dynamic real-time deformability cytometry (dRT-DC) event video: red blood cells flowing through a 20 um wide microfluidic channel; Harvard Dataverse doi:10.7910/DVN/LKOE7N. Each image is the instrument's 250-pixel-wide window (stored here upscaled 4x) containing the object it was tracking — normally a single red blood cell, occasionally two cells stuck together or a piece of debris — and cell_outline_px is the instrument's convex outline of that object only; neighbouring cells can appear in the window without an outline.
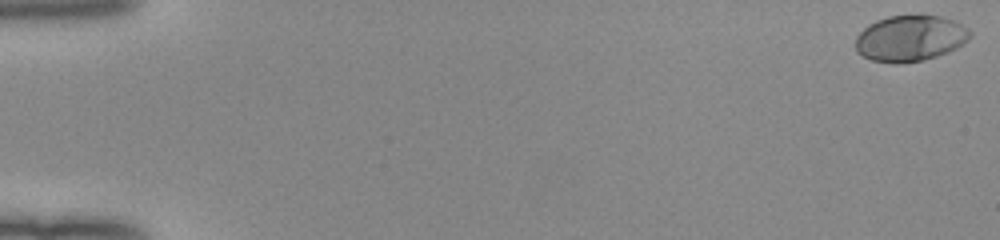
{"species": "human", "species_latin": "Homo sapiens", "temperature_condition": "room temperature", "stored_images_in_passage": 52, "camera_frame_rate_fps": 3000, "um_per_image_px": 0.085, "donor": {"sex": "female"}, "frame": {"image": 1, "passage_image": 1, "time_ms": 0.0, "image_size_px": [1000, 240], "cell_outline_px": [[972, 36], [968, 40], [956, 48], [948, 52], [924, 60], [896, 64], [872, 60], [856, 52], [856, 36], [868, 24], [876, 20], [888, 16], [940, 16], [952, 20], [968, 28], [972, 32]], "centroid_in_image_um": [77.36, 3.27], "position_along_channel_um": 7.6, "area_um2": 30.63}}
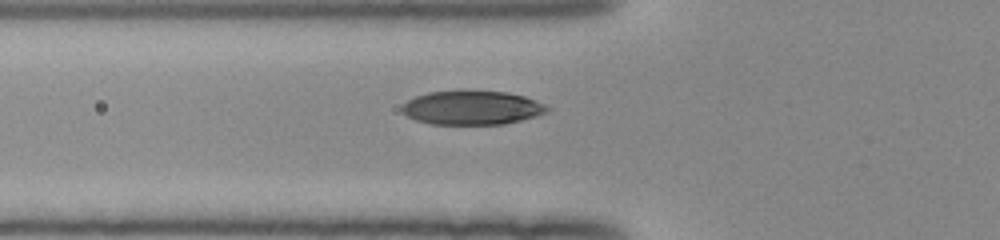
{"frame": {"image": 2, "passage_image": 20, "time_ms": 6.333, "image_size_px": [1000, 240], "cell_outline_px": [[552, 108], [548, 112], [536, 116], [504, 124], [432, 124], [416, 120], [408, 116], [400, 108], [408, 100], [416, 96], [428, 92], [464, 88], [504, 92], [524, 96], [536, 100]], "centroid_in_image_um": [40.13, 9.12], "position_along_channel_um": 85.7, "area_um2": 29.36}}
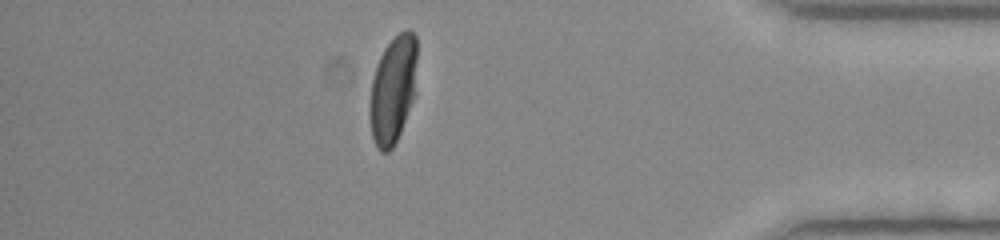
{"frame": {"image": 3, "passage_image": 46, "time_ms": 15.0, "image_size_px": [1000, 240], "cell_outline_px": [[416, 60], [412, 100], [400, 132], [392, 148], [388, 152], [380, 152], [376, 148], [372, 136], [368, 116], [368, 108], [372, 76], [376, 64], [384, 48], [404, 28], [408, 28], [416, 36]], "centroid_in_image_um": [33.34, 7.62], "position_along_channel_um": 401.9, "area_um2": 29.59}, "authors_computed_cell_mechanics": {"area_um2": 29.9404, "velocity_mm_per_s": 4.0249, "shape_relaxation_time_tau1_ms": 2.4379, "shape_relaxation_time_tau2_ms": null, "deformation_change_tau1": 0.1646, "deformation_change_tau2": null}}